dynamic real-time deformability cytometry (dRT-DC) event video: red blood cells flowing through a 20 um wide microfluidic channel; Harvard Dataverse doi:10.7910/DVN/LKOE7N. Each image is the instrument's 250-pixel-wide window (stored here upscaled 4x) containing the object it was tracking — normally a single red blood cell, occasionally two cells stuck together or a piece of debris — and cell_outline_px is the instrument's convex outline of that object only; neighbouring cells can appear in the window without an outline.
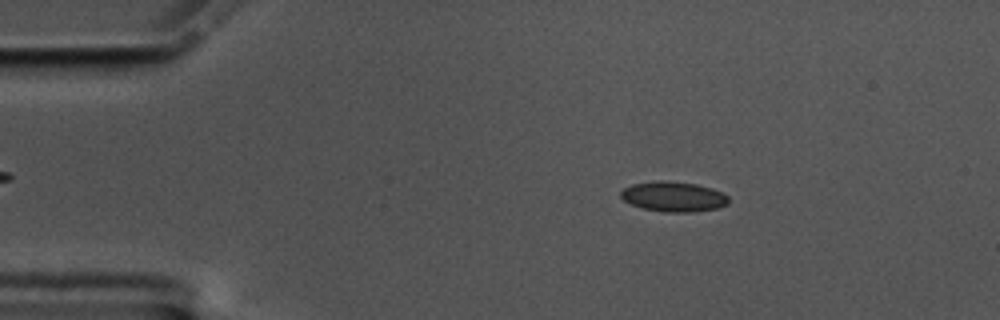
{"species": "common noctule bat (a hibernating species)", "species_latin": "Nyctalus noctula", "temperature_condition": "cold", "stored_images_in_passage": 44, "camera_frame_rate_fps": 3000, "um_per_image_px": 0.085, "animal": {"sex": "male", "body_mass_g": 17.5, "forearm_length_mm": 52.3}, "frame": {"image": 1, "passage_image": 10, "time_ms": 3.0, "image_size_px": [1000, 320], "cell_outline_px": [[728, 204], [716, 208], [692, 212], [664, 212], [644, 208], [632, 204], [624, 200], [620, 196], [620, 192], [624, 188], [632, 184], [660, 180], [664, 180], [696, 184], [712, 188], [728, 196]], "centroid_in_image_um": [57.24, 16.71], "position_along_channel_um": 27.8, "area_um2": 18.73}}
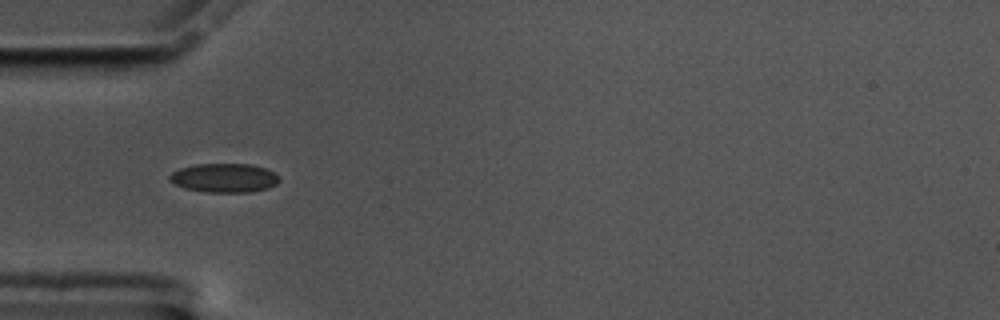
{"frame": {"image": 2, "passage_image": 18, "time_ms": 5.667, "image_size_px": [1000, 320], "cell_outline_px": [[280, 180], [276, 184], [268, 188], [248, 192], [208, 192], [184, 188], [168, 180], [168, 176], [172, 172], [180, 168], [196, 164], [252, 164], [264, 168], [280, 176]], "centroid_in_image_um": [19.05, 15.12], "position_along_channel_um": 65.9, "area_um2": 18.5}}
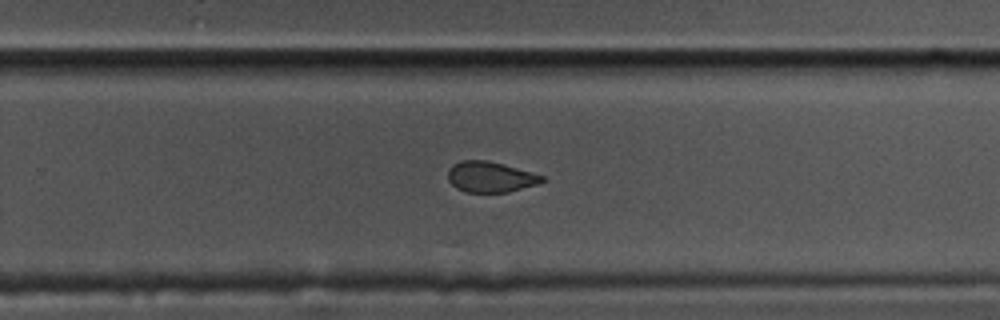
{"frame": {"image": 3, "passage_image": 37, "time_ms": 12.0, "image_size_px": [1000, 320], "cell_outline_px": [[544, 180], [540, 184], [508, 192], [464, 192], [456, 188], [448, 180], [448, 168], [452, 164], [460, 160], [488, 160], [544, 176]], "centroid_in_image_um": [41.65, 15.04], "position_along_channel_um": 288.2, "area_um2": 16.88}}